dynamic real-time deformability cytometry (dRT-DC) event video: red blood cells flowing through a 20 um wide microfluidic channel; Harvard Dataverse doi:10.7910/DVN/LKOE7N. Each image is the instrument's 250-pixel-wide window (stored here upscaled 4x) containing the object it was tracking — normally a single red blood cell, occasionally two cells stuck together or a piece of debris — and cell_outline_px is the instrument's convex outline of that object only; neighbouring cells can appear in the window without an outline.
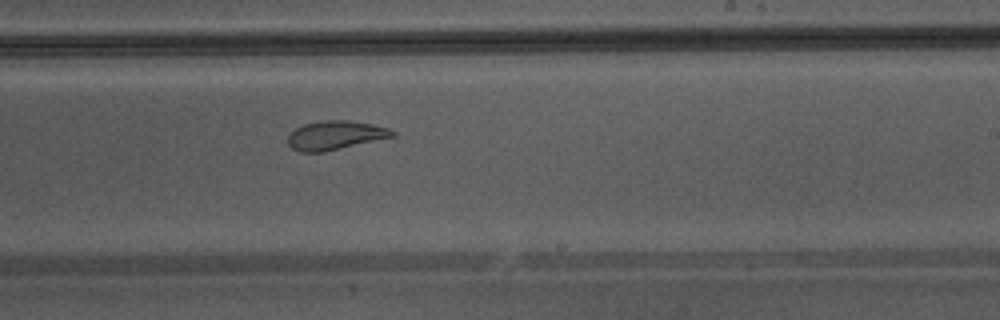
{"species": "Egyptian fruit bat (a non-hibernating species)", "species_latin": "Rousettus aegyptiacus", "temperature_condition": "warm", "stored_images_in_passage": 31, "camera_frame_rate_fps": 3000, "um_per_image_px": 0.085, "animal": {"sex": "male"}, "frame": {"image": 1, "passage_image": 14, "time_ms": 4.333, "image_size_px": [1000, 320], "cell_outline_px": [[396, 136], [340, 148], [320, 152], [300, 152], [292, 148], [288, 144], [288, 136], [296, 128], [304, 124], [320, 120], [348, 120], [372, 124], [388, 128], [396, 132]], "centroid_in_image_um": [28.5, 11.49], "position_along_channel_um": 260.5, "area_um2": 17.46}, "authors_computed_cell_mechanics": {"area_um2": 18.8428, "velocity_mm_per_s": 4.3432, "shape_relaxation_time_tau1_ms": null, "shape_relaxation_time_tau2_ms": 1.0971, "deformation_change_tau1": null, "deformation_change_tau2": 0.0722}}